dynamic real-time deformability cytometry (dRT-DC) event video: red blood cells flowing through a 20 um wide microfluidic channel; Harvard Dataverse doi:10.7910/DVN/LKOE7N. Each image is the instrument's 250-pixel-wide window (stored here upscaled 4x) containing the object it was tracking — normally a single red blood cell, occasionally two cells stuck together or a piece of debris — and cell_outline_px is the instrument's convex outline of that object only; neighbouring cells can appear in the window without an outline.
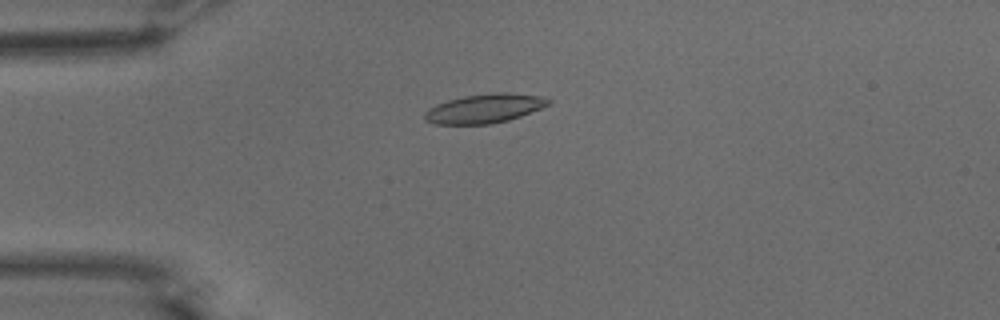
{"species": "common noctule bat (a hibernating species)", "species_latin": "Nyctalus noctula", "temperature_condition": "warm", "stored_images_in_passage": 54, "camera_frame_rate_fps": 3000, "um_per_image_px": 0.085, "animal": {"sex": "male", "body_mass_g": 15.6}, "frame": {"image": 1, "passage_image": 14, "time_ms": 4.333, "image_size_px": [1000, 320], "cell_outline_px": [[552, 104], [520, 116], [508, 120], [488, 124], [436, 124], [424, 120], [424, 112], [428, 108], [436, 104], [448, 100], [464, 96], [492, 92], [508, 92], [544, 96], [552, 100]], "centroid_in_image_um": [41.21, 9.2], "position_along_channel_um": 43.8, "area_um2": 21.21}}
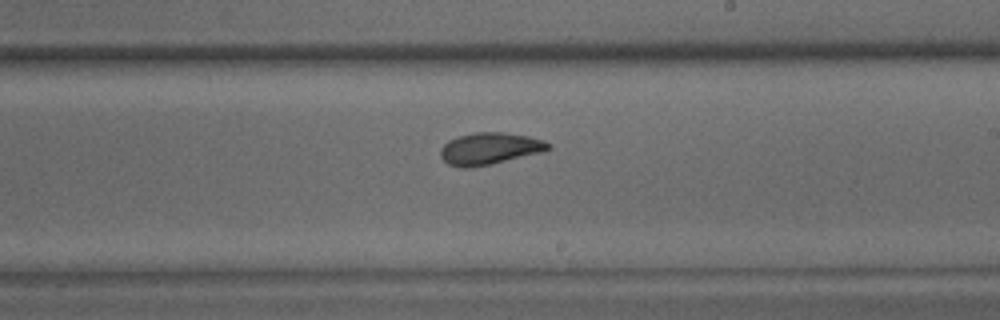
{"frame": {"image": 2, "passage_image": 32, "time_ms": 10.333, "image_size_px": [1000, 320], "cell_outline_px": [[552, 148], [544, 152], [492, 164], [468, 168], [460, 168], [448, 164], [440, 156], [440, 148], [448, 140], [460, 136], [476, 132], [504, 132], [528, 136], [544, 140], [552, 144]], "centroid_in_image_um": [41.65, 12.63], "position_along_channel_um": 247.3, "area_um2": 20.29}}
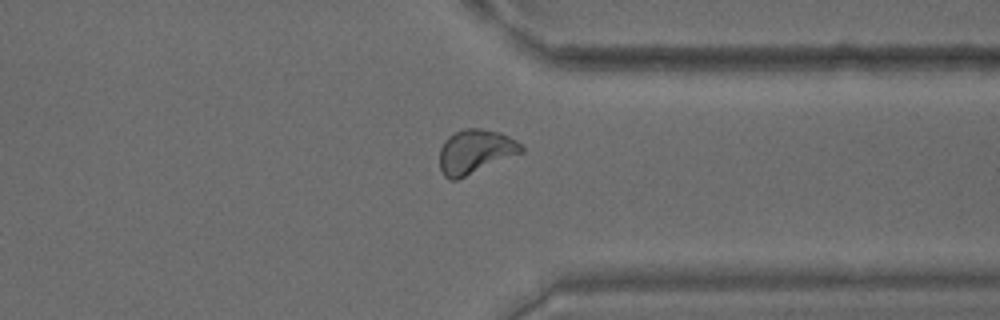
{"frame": {"image": 3, "passage_image": 42, "time_ms": 13.667, "image_size_px": [1000, 320], "cell_outline_px": [[524, 152], [456, 180], [448, 180], [440, 172], [440, 148], [444, 140], [448, 136], [464, 128], [480, 128], [500, 132], [516, 140], [524, 148]], "centroid_in_image_um": [40.38, 12.88], "position_along_channel_um": 371.0, "area_um2": 21.1}, "authors_computed_cell_mechanics": {"area_um2": 20.23, "velocity_mm_per_s": 3.7518, "shape_relaxation_time_tau1_ms": 3.9078, "shape_relaxation_time_tau2_ms": 1.9, "deformation_change_tau1": 0.1581, "deformation_change_tau2": 0.0812}}